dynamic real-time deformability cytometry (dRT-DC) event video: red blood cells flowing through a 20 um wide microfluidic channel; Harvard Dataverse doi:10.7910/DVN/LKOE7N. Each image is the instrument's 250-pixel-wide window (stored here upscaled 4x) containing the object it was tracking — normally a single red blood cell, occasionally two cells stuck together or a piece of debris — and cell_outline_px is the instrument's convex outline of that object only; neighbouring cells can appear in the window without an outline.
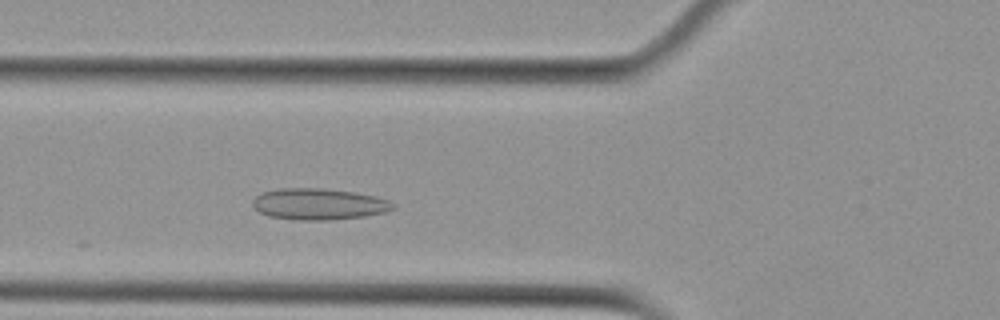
{"species": "Egyptian fruit bat (a non-hibernating species)", "species_latin": "Rousettus aegyptiacus", "temperature_condition": "cold", "stored_images_in_passage": 44, "camera_frame_rate_fps": 3000, "um_per_image_px": 0.085, "animal": {"sex": "female"}, "frame": {"image": 1, "passage_image": 10, "time_ms": 3.0, "image_size_px": [1000, 320], "cell_outline_px": [[396, 208], [384, 212], [364, 216], [328, 220], [300, 220], [268, 216], [260, 212], [252, 204], [252, 200], [256, 196], [264, 192], [276, 188], [320, 188], [352, 192], [376, 196], [388, 200], [396, 204]], "centroid_in_image_um": [27.1, 17.34], "position_along_channel_um": 98.7, "area_um2": 25.55}}
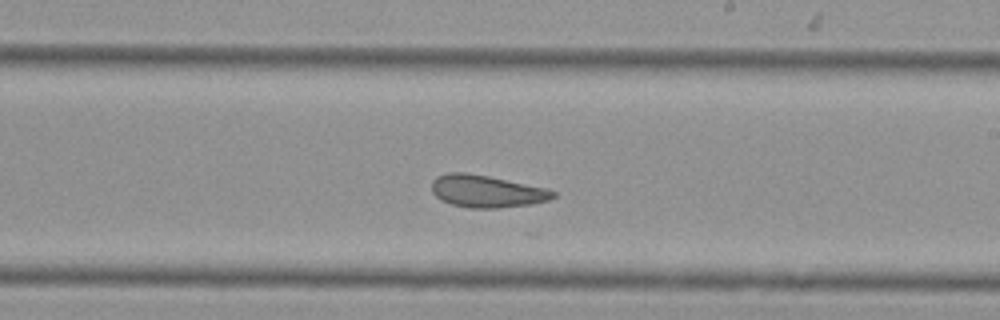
{"frame": {"image": 2, "passage_image": 22, "time_ms": 7.0, "image_size_px": [1000, 320], "cell_outline_px": [[556, 196], [548, 200], [532, 204], [496, 208], [468, 208], [452, 204], [440, 200], [432, 192], [432, 180], [436, 176], [448, 172], [464, 172], [488, 176], [548, 188], [556, 192]], "centroid_in_image_um": [41.36, 16.25], "position_along_channel_um": 247.6, "area_um2": 22.95}}
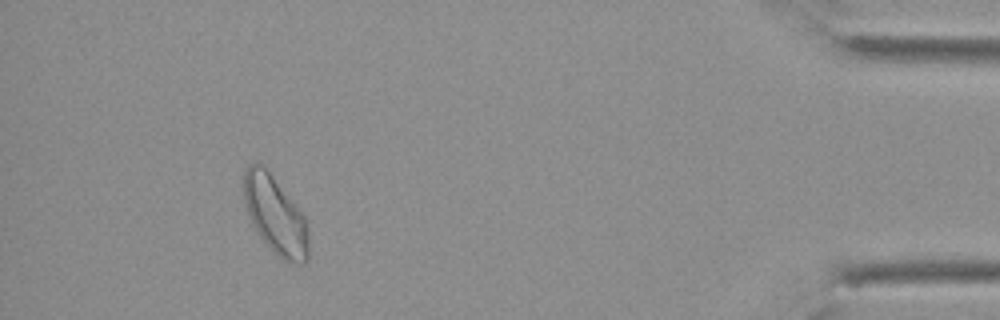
{"frame": {"image": 3, "passage_image": 40, "time_ms": 13.0, "image_size_px": [1000, 320], "cell_outline_px": [[308, 256], [304, 264], [296, 264], [284, 260], [256, 232], [248, 216], [244, 204], [244, 168], [248, 164], [256, 160], [264, 164], [296, 204], [304, 216], [308, 228]], "centroid_in_image_um": [23.38, 18.21], "position_along_channel_um": 411.8, "area_um2": 29.65}, "authors_computed_cell_mechanics": {"area_um2": 24.8829, "velocity_mm_per_s": 3.7328, "shape_relaxation_time_tau1_ms": null, "shape_relaxation_time_tau2_ms": 1.8315, "deformation_change_tau1": null, "deformation_change_tau2": 0.0817}}